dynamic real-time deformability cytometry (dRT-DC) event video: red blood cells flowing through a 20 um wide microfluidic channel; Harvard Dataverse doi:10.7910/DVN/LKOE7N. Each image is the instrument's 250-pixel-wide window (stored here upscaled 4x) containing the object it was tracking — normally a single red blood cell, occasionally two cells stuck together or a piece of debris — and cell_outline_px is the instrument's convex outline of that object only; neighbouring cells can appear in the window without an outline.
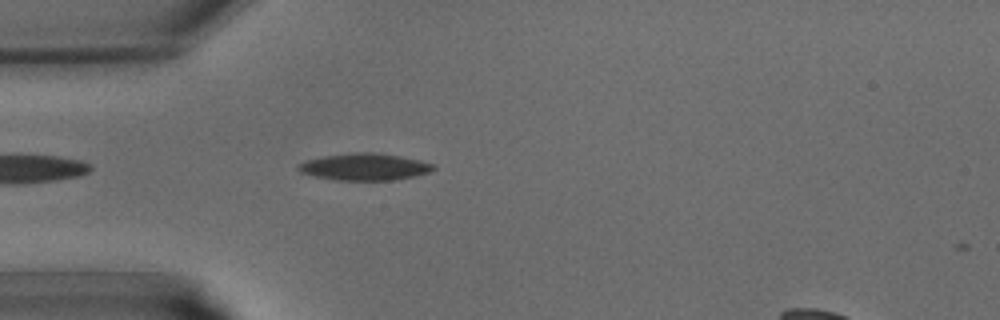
{"species": "common noctule bat (a hibernating species)", "species_latin": "Nyctalus noctula", "temperature_condition": "warm", "stored_images_in_passage": 5, "camera_frame_rate_fps": 3000, "um_per_image_px": 0.085, "animal": {"sex": "male", "body_mass_g": 15.6}, "frame": {"image": 1, "passage_image": 2, "time_ms": 0.333, "image_size_px": [1000, 320], "cell_outline_px": [[436, 168], [428, 172], [396, 180], [336, 180], [316, 176], [300, 172], [296, 168], [296, 164], [304, 160], [324, 156], [352, 152], [376, 152], [400, 156], [420, 160], [432, 164]], "centroid_in_image_um": [30.94, 14.17], "position_along_channel_um": 54.1, "area_um2": 21.21}}